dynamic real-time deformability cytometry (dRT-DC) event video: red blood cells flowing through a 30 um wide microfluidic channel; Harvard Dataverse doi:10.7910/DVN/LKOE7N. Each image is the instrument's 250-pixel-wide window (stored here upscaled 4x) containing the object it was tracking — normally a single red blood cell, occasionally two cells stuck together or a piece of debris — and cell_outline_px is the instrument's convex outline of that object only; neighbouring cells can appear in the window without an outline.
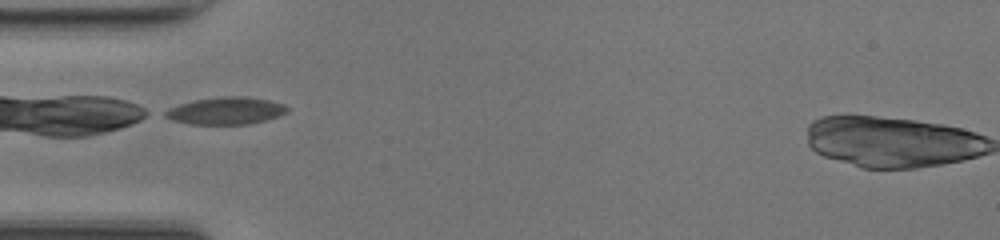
{"species": "common noctule bat (a hibernating species)", "species_latin": "Nyctalus noctula", "temperature_condition": "room temperature", "stored_images_in_passage": 32, "camera_frame_rate_fps": 3000, "um_per_image_px": 0.085, "animal": {"sex": "female", "body_mass_g": 17.0, "forearm_length_mm": 48.0}, "frame": {"image": 1, "passage_image": 1, "time_ms": 0.0, "image_size_px": [1000, 240], "cell_outline_px": [[288, 112], [264, 120], [248, 124], [192, 124], [172, 120], [164, 116], [160, 112], [168, 108], [180, 104], [196, 100], [220, 96], [244, 96], [268, 100], [284, 104], [288, 108]], "centroid_in_image_um": [19.15, 9.41], "position_along_channel_um": 65.8, "area_um2": 19.31}}
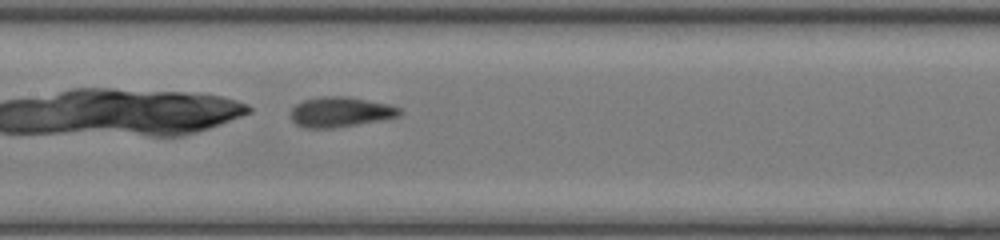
{"frame": {"image": 2, "passage_image": 9, "time_ms": 2.667, "image_size_px": [1000, 240], "cell_outline_px": [[404, 112], [400, 116], [380, 120], [332, 128], [304, 128], [296, 124], [292, 120], [292, 108], [296, 104], [304, 100], [324, 96], [348, 96], [392, 104], [400, 108]], "centroid_in_image_um": [28.98, 9.51], "position_along_channel_um": 178.4, "area_um2": 19.19}}
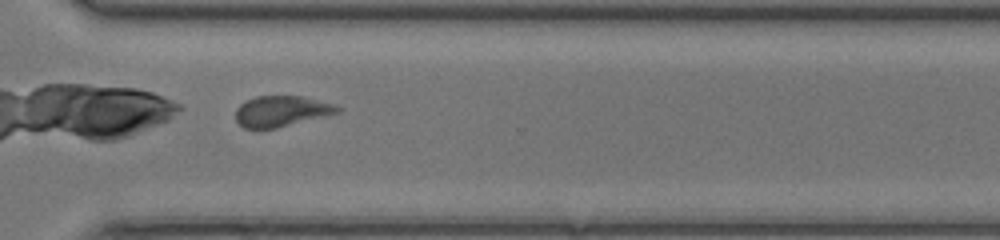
{"frame": {"image": 3, "passage_image": 21, "time_ms": 6.667, "image_size_px": [1000, 240], "cell_outline_px": [[340, 112], [276, 128], [244, 128], [236, 120], [236, 108], [244, 100], [256, 96], [304, 96], [336, 104], [340, 108]], "centroid_in_image_um": [23.91, 9.43], "position_along_channel_um": 346.7, "area_um2": 18.26}, "authors_computed_cell_mechanics": {"area_um2": 19.1318, "velocity_mm_per_s": 4.2157, "shape_relaxation_time_tau1_ms": 3.8228, "shape_relaxation_time_tau2_ms": 1.7246, "deformation_change_tau1": 0.1009, "deformation_change_tau2": 0.0826}}